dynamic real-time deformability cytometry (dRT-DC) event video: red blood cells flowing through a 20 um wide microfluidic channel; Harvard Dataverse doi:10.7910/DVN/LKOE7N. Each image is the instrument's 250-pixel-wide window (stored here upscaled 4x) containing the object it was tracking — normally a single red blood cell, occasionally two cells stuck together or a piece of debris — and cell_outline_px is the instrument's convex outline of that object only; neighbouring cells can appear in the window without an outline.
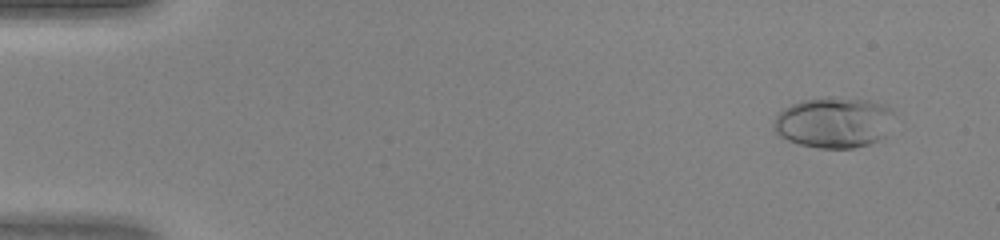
{"species": "human", "species_latin": "Homo sapiens", "temperature_condition": "warm", "stored_images_in_passage": 47, "camera_frame_rate_fps": 3000, "um_per_image_px": 0.085, "donor": {"sex": "female"}, "frame": {"image": 1, "passage_image": 4, "time_ms": 1.0, "image_size_px": [1000, 240], "cell_outline_px": [[892, 112], [884, 136], [880, 140], [868, 144], [852, 148], [820, 148], [800, 144], [788, 140], [780, 136], [772, 128], [772, 124], [776, 116], [784, 108], [792, 104], [804, 100], [828, 96], [832, 96], [868, 100], [884, 104]], "centroid_in_image_um": [70.82, 10.4], "position_along_channel_um": 14.2, "area_um2": 35.37}}
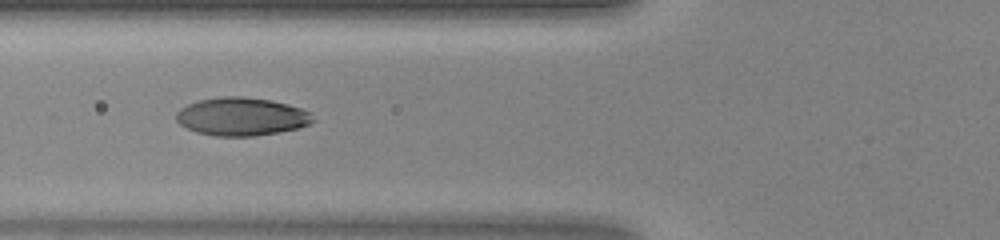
{"frame": {"image": 2, "passage_image": 19, "time_ms": 6.0, "image_size_px": [1000, 240], "cell_outline_px": [[316, 120], [300, 128], [256, 136], [216, 136], [196, 132], [180, 124], [176, 120], [176, 112], [180, 108], [188, 104], [200, 100], [224, 96], [240, 96], [272, 100], [288, 104], [300, 108], [308, 112]], "centroid_in_image_um": [20.53, 9.91], "position_along_channel_um": 105.3, "area_um2": 30.35}}
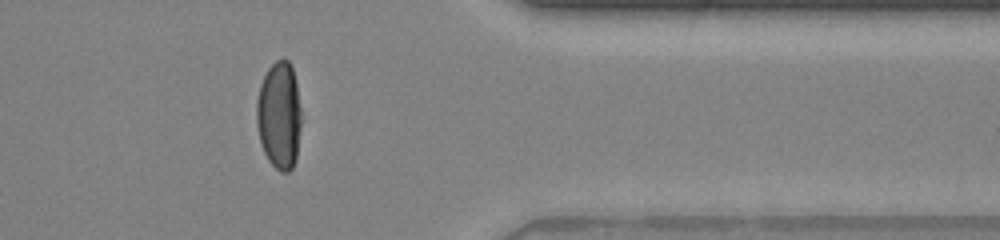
{"frame": {"image": 3, "passage_image": 39, "time_ms": 12.667, "image_size_px": [1000, 240], "cell_outline_px": [[300, 124], [296, 160], [292, 168], [288, 172], [280, 172], [268, 160], [260, 144], [256, 124], [256, 100], [260, 84], [268, 68], [276, 60], [284, 56], [288, 60], [292, 68], [296, 84], [300, 108]], "centroid_in_image_um": [23.7, 9.8], "position_along_channel_um": 387.7, "area_um2": 28.15}}